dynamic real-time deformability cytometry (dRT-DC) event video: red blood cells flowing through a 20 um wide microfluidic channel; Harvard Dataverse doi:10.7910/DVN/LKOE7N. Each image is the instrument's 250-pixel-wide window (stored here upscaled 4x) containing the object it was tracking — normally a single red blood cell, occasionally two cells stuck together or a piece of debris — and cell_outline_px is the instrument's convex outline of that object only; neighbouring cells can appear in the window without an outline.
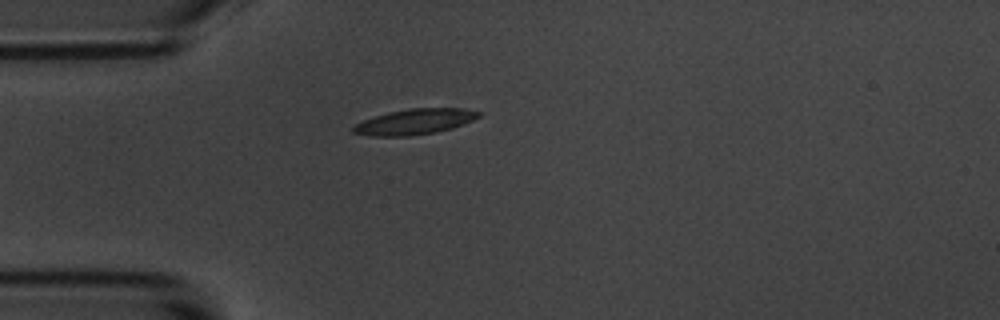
{"species": "common noctule bat (a hibernating species)", "species_latin": "Nyctalus noctula", "temperature_condition": "room temperature", "stored_images_in_passage": 34, "camera_frame_rate_fps": 3000, "um_per_image_px": 0.085, "animal": {"sex": "male", "body_mass_g": 20.1, "forearm_length_mm": 53.5}, "frame": {"image": 1, "passage_image": 1, "time_ms": 0.0, "image_size_px": [1000, 320], "cell_outline_px": [[484, 112], [480, 116], [472, 120], [436, 132], [408, 136], [372, 136], [352, 132], [352, 128], [356, 124], [364, 120], [388, 112], [408, 108], [460, 108]], "centroid_in_image_um": [35.24, 10.33], "position_along_channel_um": 49.8, "area_um2": 18.38}}
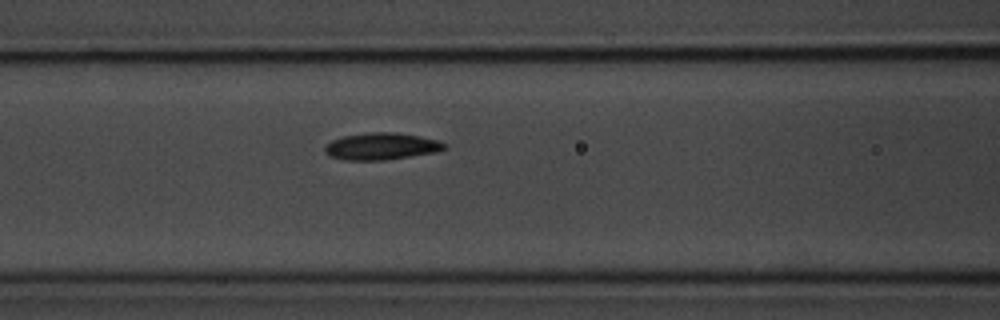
{"frame": {"image": 2, "passage_image": 9, "time_ms": 2.667, "image_size_px": [1000, 320], "cell_outline_px": [[448, 148], [436, 152], [384, 160], [344, 160], [328, 156], [324, 152], [324, 148], [332, 140], [344, 136], [368, 132], [392, 132], [420, 136], [440, 140], [448, 144]], "centroid_in_image_um": [32.45, 12.44], "position_along_channel_um": 134.2, "area_um2": 18.9}}
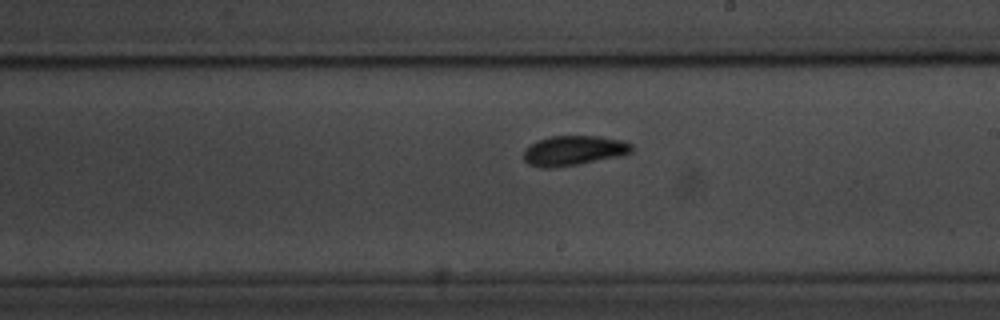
{"frame": {"image": 3, "passage_image": 18, "time_ms": 5.667, "image_size_px": [1000, 320], "cell_outline_px": [[636, 148], [632, 152], [620, 156], [576, 164], [548, 168], [544, 168], [528, 164], [524, 160], [524, 148], [536, 140], [548, 136], [600, 136], [624, 140], [632, 144]], "centroid_in_image_um": [48.78, 12.77], "position_along_channel_um": 240.2, "area_um2": 18.96}, "authors_computed_cell_mechanics": {"area_um2": 18.3804, "velocity_mm_per_s": 3.5446, "shape_relaxation_time_tau1_ms": 3.3928, "shape_relaxation_time_tau2_ms": 3.5585, "deformation_change_tau1": 0.1197, "deformation_change_tau2": 0.071}}